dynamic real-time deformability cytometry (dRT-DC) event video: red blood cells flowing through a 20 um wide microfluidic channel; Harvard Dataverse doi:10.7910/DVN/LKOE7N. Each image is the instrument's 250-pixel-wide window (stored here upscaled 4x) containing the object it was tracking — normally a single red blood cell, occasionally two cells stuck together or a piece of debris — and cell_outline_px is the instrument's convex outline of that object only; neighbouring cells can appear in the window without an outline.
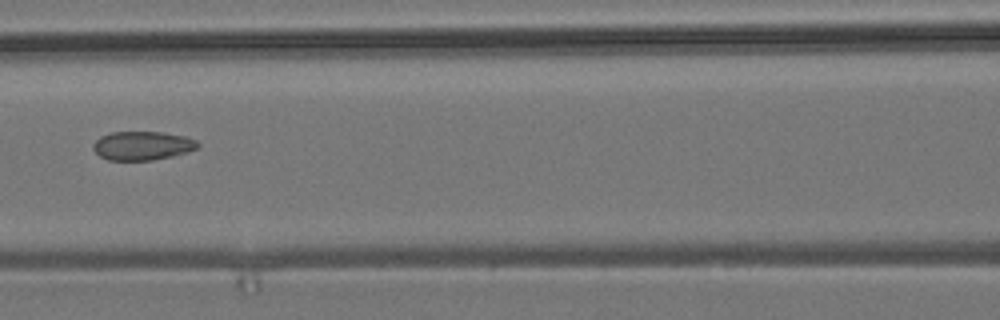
{"species": "common noctule bat (a hibernating species)", "species_latin": "Nyctalus noctula", "temperature_condition": "room temperature", "stored_images_in_passage": 9, "camera_frame_rate_fps": 3000, "um_per_image_px": 0.085, "animal": {"sex": "male", "body_mass_g": 19.2, "forearm_length_mm": 51.8}, "frame": {"image": 1, "passage_image": 6, "time_ms": 6.667, "image_size_px": [1000, 320], "cell_outline_px": [[200, 144], [196, 148], [188, 152], [172, 156], [152, 160], [108, 160], [100, 156], [92, 148], [92, 144], [100, 136], [112, 132], [160, 132], [188, 136], [196, 140]], "centroid_in_image_um": [12.11, 12.38], "position_along_channel_um": 154.5, "area_um2": 17.63}}
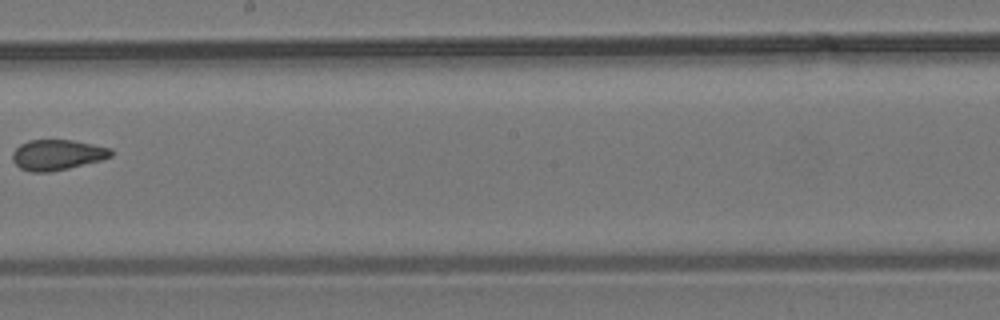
{"frame": {"image": 2, "passage_image": 8, "time_ms": 9.0, "image_size_px": [1000, 320], "cell_outline_px": [[112, 156], [100, 160], [68, 168], [48, 172], [32, 172], [20, 168], [12, 160], [12, 152], [20, 144], [28, 140], [72, 140], [112, 148]], "centroid_in_image_um": [4.84, 13.15], "position_along_channel_um": 243.4, "area_um2": 17.4}}
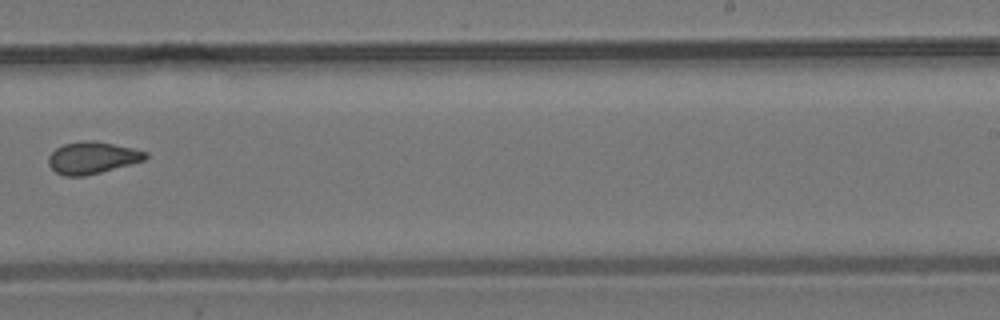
{"frame": {"image": 3, "passage_image": 9, "time_ms": 10.0, "image_size_px": [1000, 320], "cell_outline_px": [[148, 156], [144, 160], [132, 164], [84, 176], [64, 176], [56, 172], [48, 164], [48, 156], [56, 148], [64, 144], [84, 140], [96, 140], [132, 148], [148, 152]], "centroid_in_image_um": [7.84, 13.4], "position_along_channel_um": 281.2, "area_um2": 18.09}}